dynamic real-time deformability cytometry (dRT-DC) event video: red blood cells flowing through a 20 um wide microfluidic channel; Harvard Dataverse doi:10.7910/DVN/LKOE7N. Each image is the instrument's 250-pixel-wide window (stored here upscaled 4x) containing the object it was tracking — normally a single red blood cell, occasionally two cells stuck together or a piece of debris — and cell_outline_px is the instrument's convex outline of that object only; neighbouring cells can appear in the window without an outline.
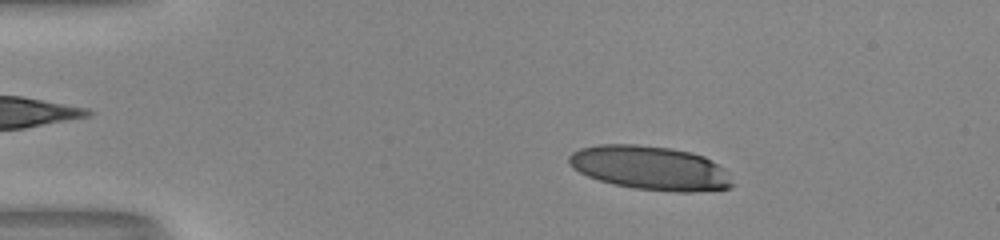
{"species": "human", "species_latin": "Homo sapiens", "temperature_condition": "room temperature", "stored_images_in_passage": 51, "camera_frame_rate_fps": 3000, "um_per_image_px": 0.085, "donor": {"sex": "male"}, "frame": {"image": 1, "passage_image": 9, "time_ms": 2.667, "image_size_px": [1000, 240], "cell_outline_px": [[732, 188], [692, 192], [680, 192], [636, 188], [612, 184], [588, 176], [572, 168], [568, 160], [568, 156], [572, 152], [580, 148], [600, 144], [636, 144], [672, 148], [692, 152], [704, 156], [724, 168], [728, 172], [732, 184]], "centroid_in_image_um": [55.27, 14.26], "position_along_channel_um": 29.7, "area_um2": 41.91}}
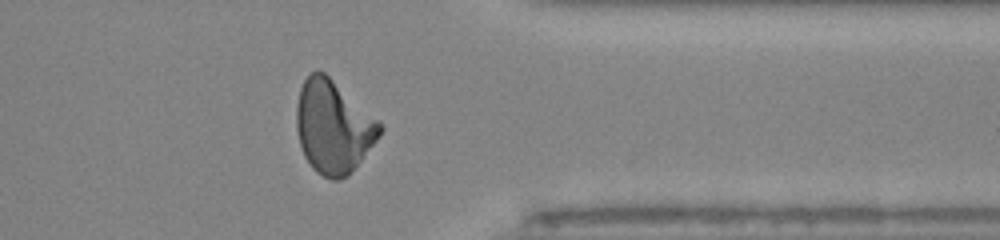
{"frame": {"image": 2, "passage_image": 41, "time_ms": 13.333, "image_size_px": [1000, 240], "cell_outline_px": [[384, 128], [380, 136], [348, 176], [340, 180], [332, 180], [316, 172], [312, 168], [304, 156], [300, 148], [296, 128], [296, 108], [300, 88], [304, 80], [316, 68], [324, 72], [380, 120]], "centroid_in_image_um": [28.33, 10.78], "position_along_channel_um": 383.1, "area_um2": 45.43}}
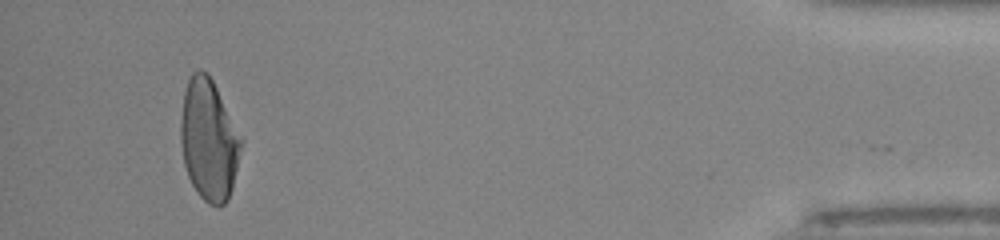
{"frame": {"image": 3, "passage_image": 48, "time_ms": 15.667, "image_size_px": [1000, 240], "cell_outline_px": [[244, 140], [232, 188], [228, 200], [220, 208], [208, 204], [196, 192], [188, 176], [184, 164], [180, 140], [180, 120], [184, 92], [188, 80], [192, 72], [196, 68], [200, 68], [208, 72]], "centroid_in_image_um": [17.75, 11.89], "position_along_channel_um": 417.4, "area_um2": 43.23}, "authors_computed_cell_mechanics": {"area_um2": 43.35, "velocity_mm_per_s": 4.0734, "shape_relaxation_time_tau1_ms": 9.1194, "shape_relaxation_time_tau2_ms": 1.7486, "deformation_change_tau1": 0.3066, "deformation_change_tau2": 0.109}}